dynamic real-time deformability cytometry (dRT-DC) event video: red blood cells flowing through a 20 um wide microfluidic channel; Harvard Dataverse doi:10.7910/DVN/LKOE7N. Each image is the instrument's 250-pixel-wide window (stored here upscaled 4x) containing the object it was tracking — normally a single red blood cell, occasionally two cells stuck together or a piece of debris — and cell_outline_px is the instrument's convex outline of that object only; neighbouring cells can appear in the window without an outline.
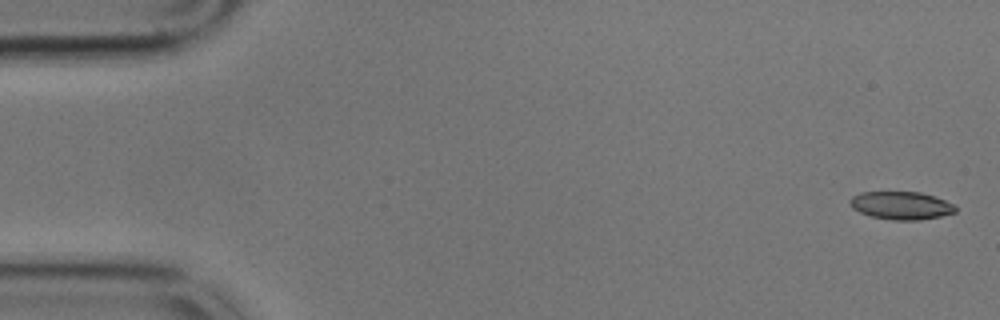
{"species": "common noctule bat (a hibernating species)", "species_latin": "Nyctalus noctula", "temperature_condition": "cold", "stored_images_in_passage": 59, "camera_frame_rate_fps": 3000, "um_per_image_px": 0.085, "animal": {"sex": "male", "body_mass_g": 17.9}, "frame": {"image": 1, "passage_image": 2, "time_ms": 0.333, "image_size_px": [1000, 320], "cell_outline_px": [[956, 212], [940, 216], [920, 220], [892, 220], [872, 216], [860, 212], [852, 208], [848, 204], [848, 200], [852, 196], [860, 192], [920, 192], [936, 196], [952, 204], [956, 208]], "centroid_in_image_um": [76.57, 17.46], "position_along_channel_um": 8.4, "area_um2": 17.22}}
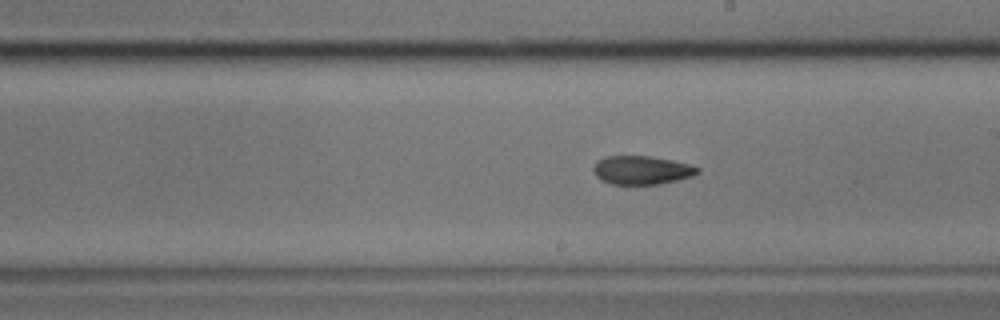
{"frame": {"image": 2, "passage_image": 33, "time_ms": 10.667, "image_size_px": [1000, 320], "cell_outline_px": [[700, 172], [692, 176], [660, 184], [612, 184], [600, 180], [596, 176], [592, 168], [596, 160], [604, 156], [648, 156], [672, 160], [688, 164], [700, 168]], "centroid_in_image_um": [54.51, 14.45], "position_along_channel_um": 234.5, "area_um2": 17.4}}
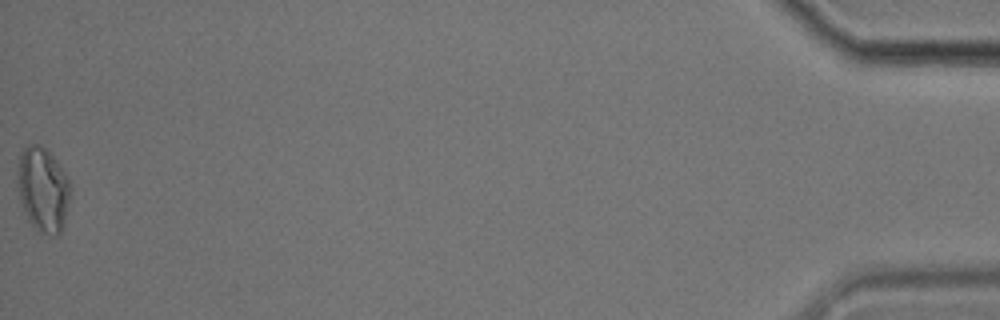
{"frame": {"image": 3, "passage_image": 59, "time_ms": 19.333, "image_size_px": [1000, 320], "cell_outline_px": [[68, 200], [64, 224], [60, 232], [56, 236], [52, 236], [36, 232], [28, 220], [24, 212], [16, 188], [16, 172], [20, 152], [28, 144], [40, 144], [56, 160], [64, 172], [68, 180]], "centroid_in_image_um": [3.58, 16.12], "position_along_channel_um": 431.6, "area_um2": 26.24}, "authors_computed_cell_mechanics": {"area_um2": 17.8602, "velocity_mm_per_s": 3.423, "shape_relaxation_time_tau1_ms": 8.8263, "shape_relaxation_time_tau2_ms": 2.7261, "deformation_change_tau1": 0.1984, "deformation_change_tau2": 0.086}}